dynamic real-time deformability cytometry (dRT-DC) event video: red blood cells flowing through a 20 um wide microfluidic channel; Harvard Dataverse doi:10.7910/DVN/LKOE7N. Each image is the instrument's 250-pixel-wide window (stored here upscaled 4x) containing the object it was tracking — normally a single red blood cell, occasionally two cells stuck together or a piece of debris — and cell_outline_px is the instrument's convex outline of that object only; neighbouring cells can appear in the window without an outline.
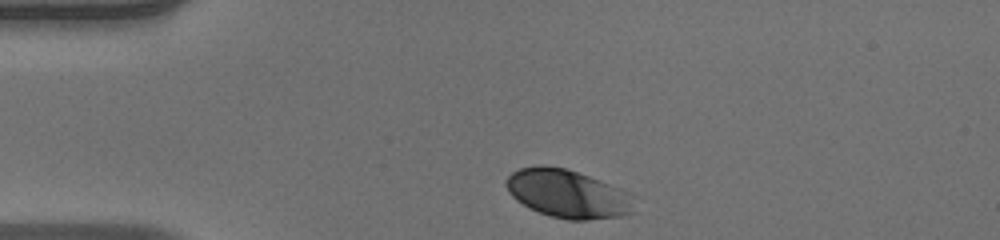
{"species": "human", "species_latin": "Homo sapiens", "temperature_condition": "warm", "stored_images_in_passage": 33, "camera_frame_rate_fps": 3000, "um_per_image_px": 0.085, "donor": {"sex": "male"}, "frame": {"image": 1, "passage_image": 1, "time_ms": 0.0, "image_size_px": [1000, 240], "cell_outline_px": [[628, 212], [620, 216], [588, 220], [568, 220], [552, 216], [540, 212], [516, 200], [508, 192], [504, 184], [508, 176], [512, 172], [520, 168], [544, 164], [564, 168], [600, 180], [620, 188], [624, 192]], "centroid_in_image_um": [48.08, 16.44], "position_along_channel_um": 36.9, "area_um2": 34.8}}
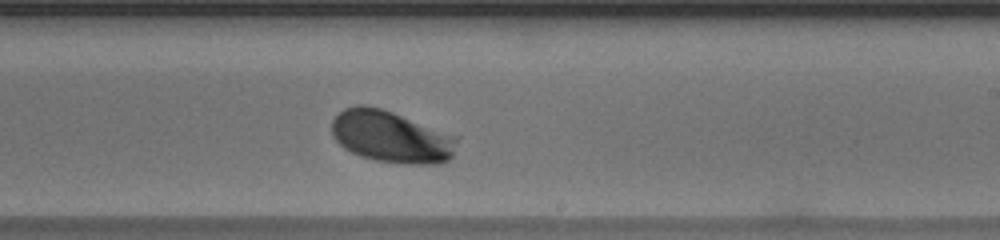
{"frame": {"image": 2, "passage_image": 21, "time_ms": 6.667, "image_size_px": [1000, 240], "cell_outline_px": [[460, 136], [452, 156], [448, 160], [436, 164], [404, 164], [376, 160], [360, 156], [344, 148], [332, 136], [332, 120], [344, 108], [356, 104], [364, 104], [380, 108], [392, 112]], "centroid_in_image_um": [33.27, 11.62], "position_along_channel_um": 255.7, "area_um2": 38.09}}
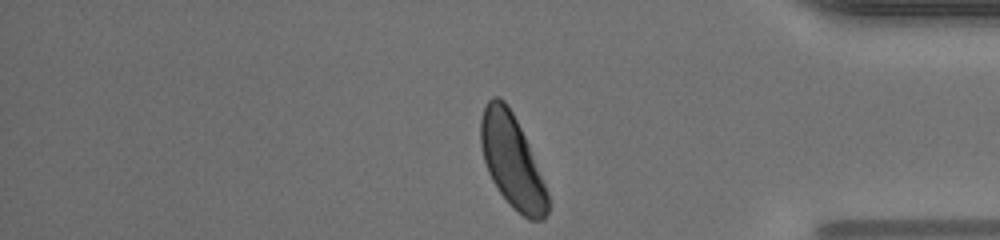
{"frame": {"image": 3, "passage_image": 33, "time_ms": 10.667, "image_size_px": [1000, 240], "cell_outline_px": [[548, 212], [544, 220], [528, 220], [512, 208], [508, 204], [492, 180], [488, 172], [484, 160], [480, 144], [480, 120], [484, 108], [488, 100], [492, 96], [500, 96], [508, 104], [528, 144], [548, 192]], "centroid_in_image_um": [43.51, 13.71], "position_along_channel_um": 391.7, "area_um2": 36.18}, "authors_computed_cell_mechanics": {"area_um2": 35.4314, "velocity_mm_per_s": 3.9343, "shape_relaxation_time_tau1_ms": 1.8934, "shape_relaxation_time_tau2_ms": null, "deformation_change_tau1": 0.1159, "deformation_change_tau2": null}}